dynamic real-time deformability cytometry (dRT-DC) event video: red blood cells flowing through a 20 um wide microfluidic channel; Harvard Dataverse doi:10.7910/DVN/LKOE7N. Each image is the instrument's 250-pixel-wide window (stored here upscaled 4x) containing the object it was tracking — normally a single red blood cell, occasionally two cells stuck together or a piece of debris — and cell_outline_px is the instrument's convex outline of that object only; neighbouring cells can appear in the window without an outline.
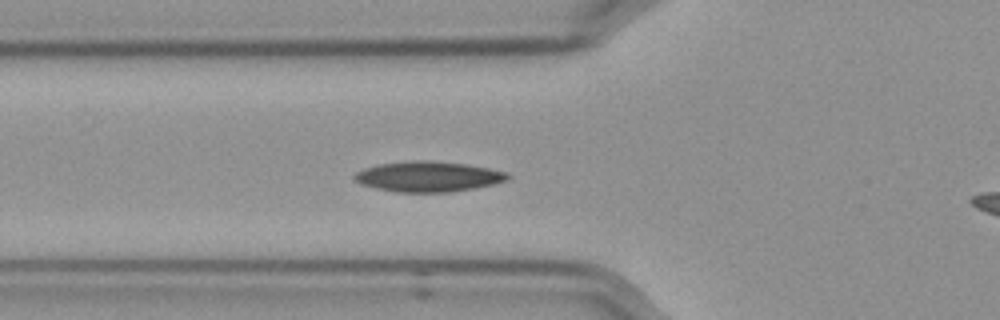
{"species": "Egyptian fruit bat (a non-hibernating species)", "species_latin": "Rousettus aegyptiacus", "temperature_condition": "cold", "stored_images_in_passage": 44, "camera_frame_rate_fps": 3000, "um_per_image_px": 0.085, "frame": {"image": 1, "passage_image": 7, "time_ms": 2.0, "image_size_px": [1000, 320], "cell_outline_px": [[512, 176], [508, 180], [492, 184], [472, 188], [448, 192], [392, 192], [360, 184], [352, 176], [356, 172], [364, 168], [380, 164], [416, 160], [428, 160], [464, 164], [488, 168], [504, 172]], "centroid_in_image_um": [36.36, 15.01], "position_along_channel_um": 89.4, "area_um2": 26.88}, "authors_computed_cell_mechanics": {"area_um2": 25.6921, "velocity_mm_per_s": 3.5469, "shape_relaxation_time_tau1_ms": 6.0615, "shape_relaxation_time_tau2_ms": 10.0666, "deformation_change_tau1": 0.1468, "deformation_change_tau2": 0.1287}}